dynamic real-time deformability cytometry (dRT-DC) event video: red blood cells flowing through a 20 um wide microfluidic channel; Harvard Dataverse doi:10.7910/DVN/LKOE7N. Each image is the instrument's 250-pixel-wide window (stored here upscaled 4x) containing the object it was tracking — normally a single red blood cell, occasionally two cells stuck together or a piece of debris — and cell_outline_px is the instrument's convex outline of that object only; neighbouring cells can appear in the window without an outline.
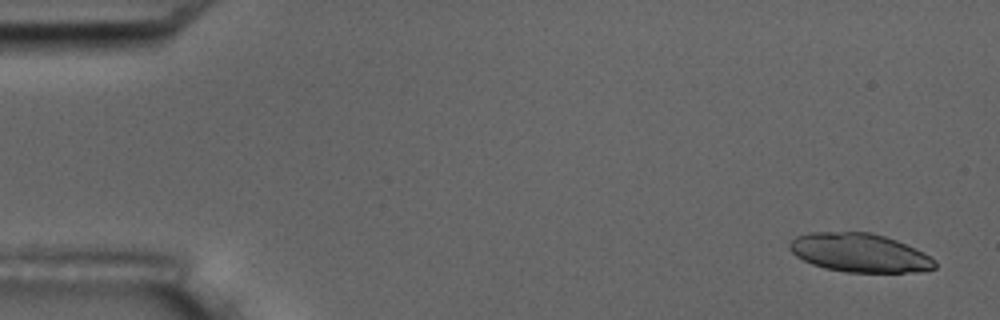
{"species": "common noctule bat (a hibernating species)", "species_latin": "Nyctalus noctula", "temperature_condition": "room temperature", "stored_images_in_passage": 5, "camera_frame_rate_fps": 3000, "um_per_image_px": 0.085, "animal": {"sex": "male", "body_mass_g": 17.5, "forearm_length_mm": 52.3}, "frame": {"image": 1, "passage_image": 1, "time_ms": 0.0, "image_size_px": [1000, 320], "cell_outline_px": [[936, 268], [920, 272], [844, 272], [824, 268], [812, 264], [796, 256], [788, 248], [788, 244], [796, 236], [808, 232], [872, 232], [896, 240], [924, 252], [936, 260]], "centroid_in_image_um": [73.07, 21.49], "position_along_channel_um": 11.9, "area_um2": 32.95}}